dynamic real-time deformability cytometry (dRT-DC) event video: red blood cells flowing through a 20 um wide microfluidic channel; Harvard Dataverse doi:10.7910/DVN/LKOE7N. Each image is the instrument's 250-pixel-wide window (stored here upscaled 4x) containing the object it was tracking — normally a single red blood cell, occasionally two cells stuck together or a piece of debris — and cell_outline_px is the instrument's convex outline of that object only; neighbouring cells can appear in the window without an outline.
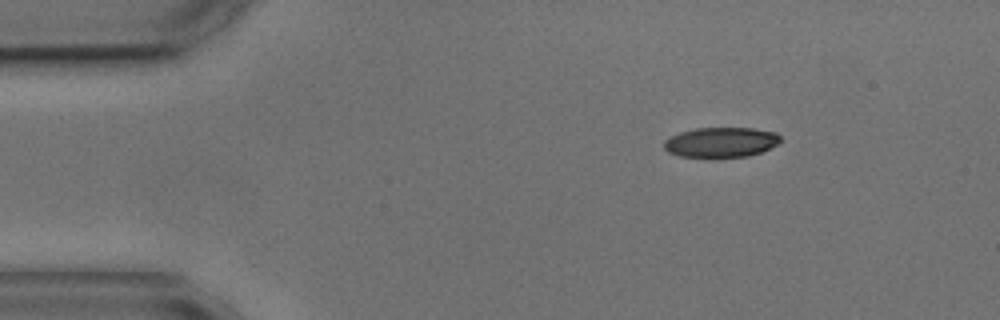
{"species": "common noctule bat (a hibernating species)", "species_latin": "Nyctalus noctula", "temperature_condition": "cold", "stored_images_in_passage": 3, "camera_frame_rate_fps": 3000, "um_per_image_px": 0.085, "animal": {"sex": "male", "body_mass_g": 17.9, "forearm_length_mm": 54.2}, "frame": {"image": 1, "passage_image": 1, "time_ms": 0.0, "image_size_px": [1000, 320], "cell_outline_px": [[784, 140], [760, 152], [748, 156], [716, 160], [708, 160], [680, 156], [668, 152], [664, 148], [664, 140], [680, 132], [696, 128], [752, 128], [776, 132]], "centroid_in_image_um": [61.26, 12.14], "position_along_channel_um": 23.7, "area_um2": 21.15}}